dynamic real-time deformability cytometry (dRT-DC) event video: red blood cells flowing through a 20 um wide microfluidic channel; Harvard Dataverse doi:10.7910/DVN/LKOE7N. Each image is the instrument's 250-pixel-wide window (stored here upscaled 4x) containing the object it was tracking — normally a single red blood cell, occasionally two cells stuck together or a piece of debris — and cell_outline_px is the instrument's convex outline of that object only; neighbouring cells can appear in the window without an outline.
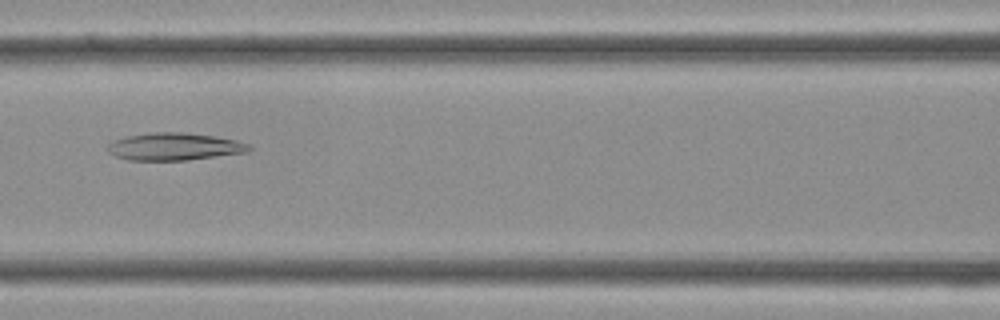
{"species": "Egyptian fruit bat (a non-hibernating species)", "species_latin": "Rousettus aegyptiacus", "temperature_condition": "cold", "stored_images_in_passage": 29, "camera_frame_rate_fps": 3000, "um_per_image_px": 0.085, "frame": {"image": 1, "passage_image": 11, "time_ms": 3.333, "image_size_px": [1000, 320], "cell_outline_px": [[252, 148], [248, 152], [188, 160], [128, 160], [116, 156], [108, 152], [108, 144], [116, 140], [128, 136], [148, 132], [180, 132], [212, 136], [236, 140], [248, 144]], "centroid_in_image_um": [14.82, 12.46], "position_along_channel_um": 151.8, "area_um2": 22.43}}
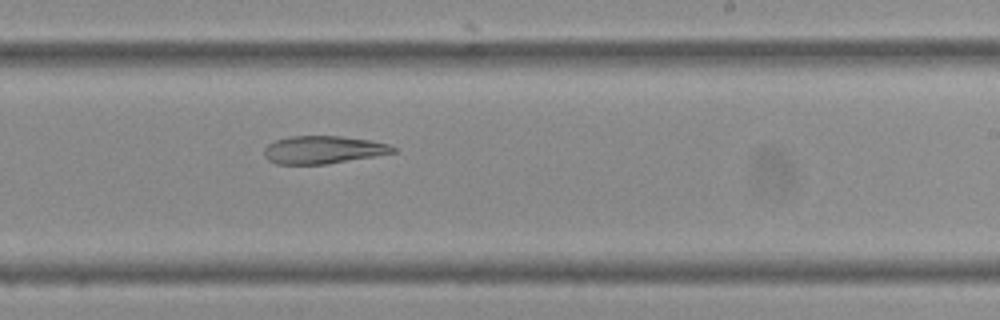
{"frame": {"image": 2, "passage_image": 17, "time_ms": 5.333, "image_size_px": [1000, 320], "cell_outline_px": [[396, 152], [324, 164], [276, 164], [268, 160], [264, 156], [264, 148], [268, 144], [276, 140], [288, 136], [340, 136], [368, 140], [388, 144], [396, 148]], "centroid_in_image_um": [27.41, 12.72], "position_along_channel_um": 261.6, "area_um2": 20.63}}
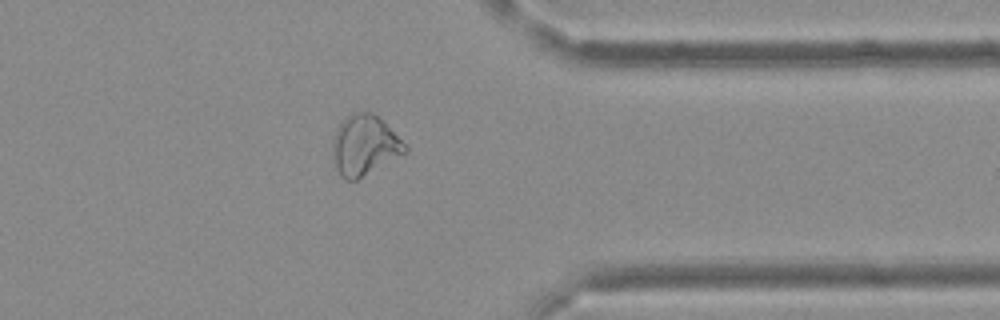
{"frame": {"image": 3, "passage_image": 24, "time_ms": 7.667, "image_size_px": [1000, 320], "cell_outline_px": [[408, 152], [356, 180], [344, 180], [340, 176], [332, 160], [332, 140], [340, 124], [348, 116], [356, 112], [372, 112], [408, 148]], "centroid_in_image_um": [30.94, 12.4], "position_along_channel_um": 380.5, "area_um2": 24.91}}